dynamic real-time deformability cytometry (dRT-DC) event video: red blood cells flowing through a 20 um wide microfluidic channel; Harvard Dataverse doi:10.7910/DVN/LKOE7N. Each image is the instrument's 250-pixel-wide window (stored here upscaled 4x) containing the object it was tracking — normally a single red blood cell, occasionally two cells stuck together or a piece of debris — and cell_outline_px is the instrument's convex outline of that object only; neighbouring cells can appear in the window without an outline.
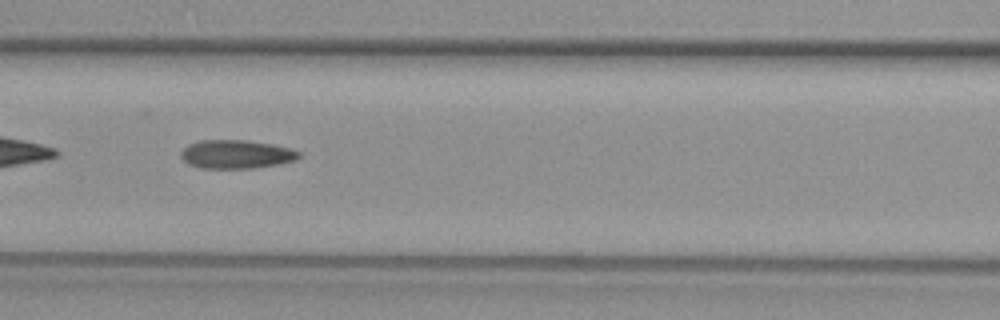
{"species": "common noctule bat (a hibernating species)", "species_latin": "Nyctalus noctula", "temperature_condition": "warm", "stored_images_in_passage": 46, "camera_frame_rate_fps": 3000, "um_per_image_px": 0.085, "animal": {"sex": "female", "body_mass_g": 29.2, "forearm_length_mm": 56.3}, "frame": {"image": 1, "passage_image": 22, "time_ms": 7.0, "image_size_px": [1000, 320], "cell_outline_px": [[300, 156], [296, 160], [280, 164], [252, 168], [200, 168], [188, 164], [180, 156], [180, 152], [188, 144], [200, 140], [248, 140], [272, 144], [292, 148], [300, 152]], "centroid_in_image_um": [20.09, 13.11], "position_along_channel_um": 146.5, "area_um2": 19.83}}
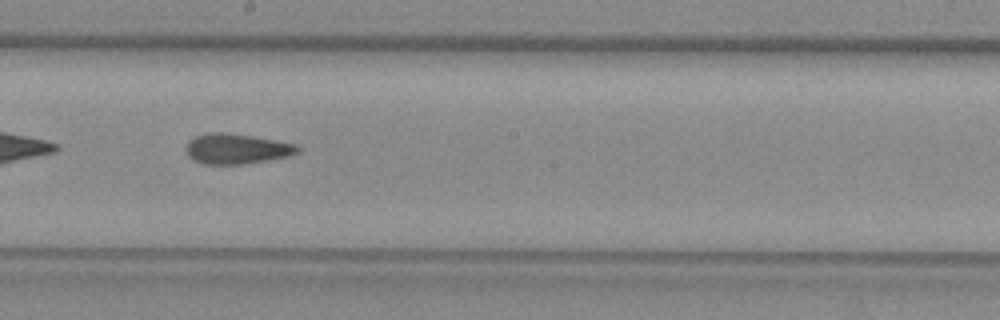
{"frame": {"image": 2, "passage_image": 28, "time_ms": 9.0, "image_size_px": [1000, 320], "cell_outline_px": [[300, 152], [288, 156], [268, 160], [244, 164], [204, 164], [192, 160], [188, 156], [188, 140], [196, 136], [208, 132], [228, 132], [276, 140], [296, 144], [300, 148]], "centroid_in_image_um": [20.13, 12.64], "position_along_channel_um": 228.1, "area_um2": 19.71}}
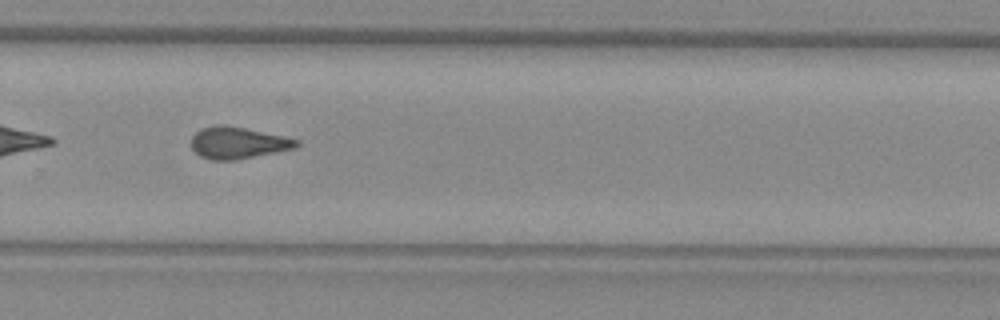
{"frame": {"image": 3, "passage_image": 34, "time_ms": 11.0, "image_size_px": [1000, 320], "cell_outline_px": [[300, 144], [296, 148], [236, 160], [212, 160], [200, 156], [192, 148], [192, 136], [200, 128], [216, 124], [224, 124], [284, 136], [300, 140]], "centroid_in_image_um": [20.22, 12.13], "position_along_channel_um": 309.6, "area_um2": 19.54}}